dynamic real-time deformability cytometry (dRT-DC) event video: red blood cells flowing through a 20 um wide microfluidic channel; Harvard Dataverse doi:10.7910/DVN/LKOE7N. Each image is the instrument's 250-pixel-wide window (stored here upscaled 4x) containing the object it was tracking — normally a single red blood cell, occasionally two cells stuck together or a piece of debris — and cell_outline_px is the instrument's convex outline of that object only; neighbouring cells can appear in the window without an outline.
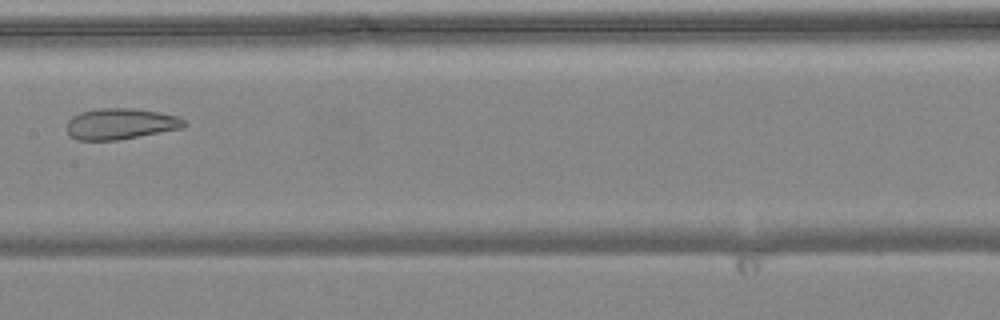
{"species": "common noctule bat (a hibernating species)", "species_latin": "Nyctalus noctula", "temperature_condition": "warm", "stored_images_in_passage": 9, "camera_frame_rate_fps": 3000, "um_per_image_px": 0.085, "animal": {"sex": "female", "body_mass_g": 24.6, "forearm_length_mm": 56.2}, "frame": {"image": 1, "passage_image": 9, "time_ms": 2.667, "image_size_px": [1000, 320], "cell_outline_px": [[188, 124], [184, 128], [120, 140], [76, 140], [68, 132], [68, 120], [72, 116], [80, 112], [100, 108], [136, 108], [160, 112], [176, 116], [184, 120]], "centroid_in_image_um": [10.28, 10.52], "position_along_channel_um": 197.1, "area_um2": 21.39}}